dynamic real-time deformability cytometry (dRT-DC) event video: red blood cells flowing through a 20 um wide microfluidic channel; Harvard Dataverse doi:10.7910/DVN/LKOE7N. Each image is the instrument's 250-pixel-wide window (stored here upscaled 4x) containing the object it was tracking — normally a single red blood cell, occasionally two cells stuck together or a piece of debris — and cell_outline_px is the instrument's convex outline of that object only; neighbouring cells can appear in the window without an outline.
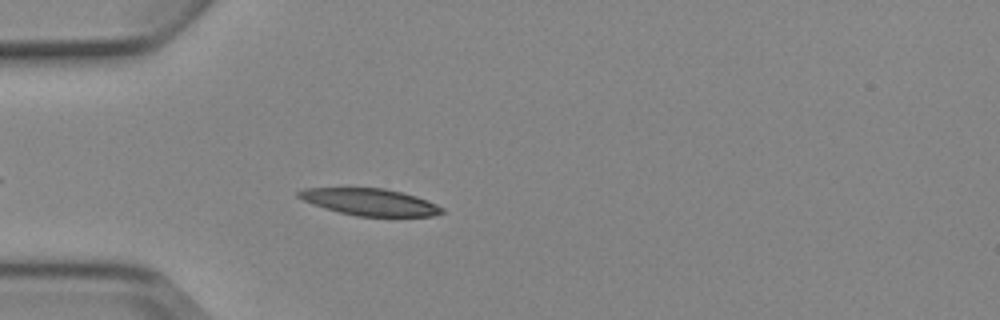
{"species": "Egyptian fruit bat (a non-hibernating species)", "species_latin": "Rousettus aegyptiacus", "temperature_condition": "cold", "stored_images_in_passage": 5, "camera_frame_rate_fps": 3000, "um_per_image_px": 0.085, "animal": {"sex": "female"}, "frame": {"image": 1, "passage_image": 5, "time_ms": 4.667, "image_size_px": [1000, 320], "cell_outline_px": [[444, 212], [432, 216], [356, 216], [340, 212], [312, 204], [296, 196], [296, 192], [304, 188], [384, 188], [416, 196], [436, 204], [444, 208]], "centroid_in_image_um": [31.43, 17.17], "position_along_channel_um": 53.6, "area_um2": 22.25}}